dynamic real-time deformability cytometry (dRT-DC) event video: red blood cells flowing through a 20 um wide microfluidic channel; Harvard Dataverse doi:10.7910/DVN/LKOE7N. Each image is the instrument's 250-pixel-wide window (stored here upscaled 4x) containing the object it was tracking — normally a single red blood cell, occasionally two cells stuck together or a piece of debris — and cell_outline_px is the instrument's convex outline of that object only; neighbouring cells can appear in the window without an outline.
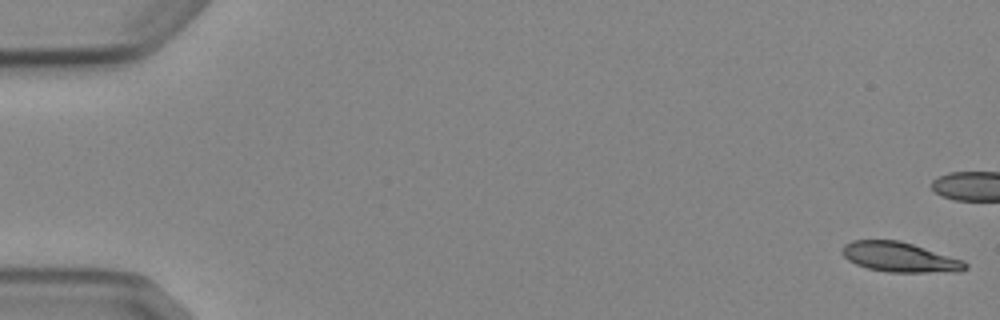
{"species": "Egyptian fruit bat (a non-hibernating species)", "species_latin": "Rousettus aegyptiacus", "temperature_condition": "cold", "stored_images_in_passage": 9, "camera_frame_rate_fps": 3000, "um_per_image_px": 0.085, "animal": {"sex": "female"}, "frame": {"image": 1, "passage_image": 1, "time_ms": 0.0, "image_size_px": [1000, 320], "cell_outline_px": [[968, 268], [960, 272], [888, 272], [868, 268], [856, 264], [848, 260], [840, 252], [844, 244], [852, 240], [900, 240], [964, 260], [968, 264]], "centroid_in_image_um": [76.49, 21.86], "position_along_channel_um": 8.5, "area_um2": 21.56}}